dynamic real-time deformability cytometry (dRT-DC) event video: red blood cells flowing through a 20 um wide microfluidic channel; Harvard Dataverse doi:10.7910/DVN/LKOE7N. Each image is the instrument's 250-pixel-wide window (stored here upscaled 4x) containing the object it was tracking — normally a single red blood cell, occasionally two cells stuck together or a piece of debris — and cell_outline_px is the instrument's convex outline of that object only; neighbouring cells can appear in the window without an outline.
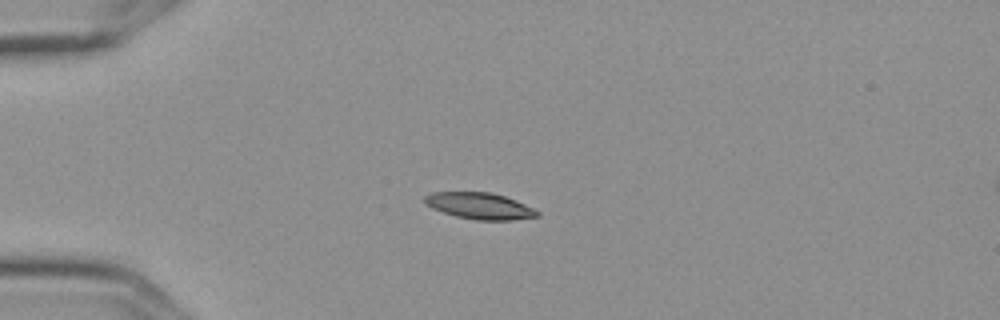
{"species": "Egyptian fruit bat (a non-hibernating species)", "species_latin": "Rousettus aegyptiacus", "temperature_condition": "cold", "stored_images_in_passage": 4, "camera_frame_rate_fps": 3000, "um_per_image_px": 0.085, "frame": {"image": 1, "passage_image": 3, "time_ms": 0.667, "image_size_px": [1000, 320], "cell_outline_px": [[540, 216], [512, 220], [476, 220], [456, 216], [432, 208], [424, 200], [424, 196], [432, 192], [492, 192], [516, 200], [540, 212]], "centroid_in_image_um": [40.79, 17.5], "position_along_channel_um": 44.2, "area_um2": 17.22}}